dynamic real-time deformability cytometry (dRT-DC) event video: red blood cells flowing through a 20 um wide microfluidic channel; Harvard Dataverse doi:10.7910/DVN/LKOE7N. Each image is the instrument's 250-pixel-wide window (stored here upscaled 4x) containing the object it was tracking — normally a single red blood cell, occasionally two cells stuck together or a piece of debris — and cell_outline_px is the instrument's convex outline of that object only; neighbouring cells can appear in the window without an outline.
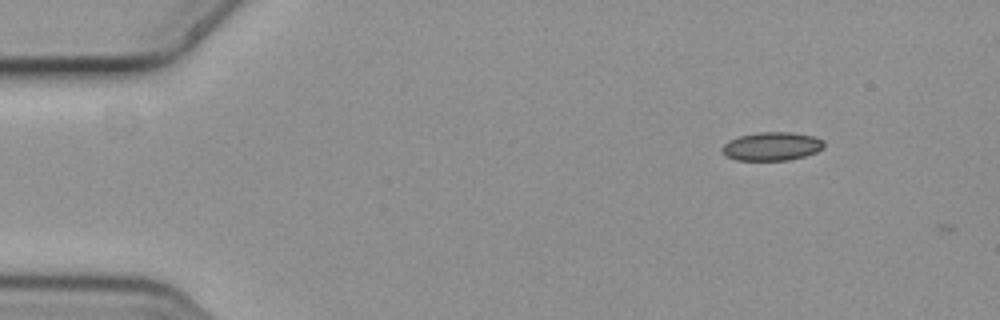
{"species": "common noctule bat (a hibernating species)", "species_latin": "Nyctalus noctula", "temperature_condition": "cold", "stored_images_in_passage": 2, "camera_frame_rate_fps": 3000, "um_per_image_px": 0.085, "animal": {"sex": "female", "body_mass_g": 19.3, "forearm_length_mm": 54.1}, "frame": {"image": 1, "passage_image": 1, "time_ms": 0.0, "image_size_px": [1000, 320], "cell_outline_px": [[824, 148], [816, 152], [804, 156], [788, 160], [736, 160], [724, 156], [720, 152], [720, 148], [728, 140], [740, 136], [760, 132], [792, 132], [816, 136], [824, 140]], "centroid_in_image_um": [65.59, 12.43], "position_along_channel_um": 19.4, "area_um2": 17.17}}